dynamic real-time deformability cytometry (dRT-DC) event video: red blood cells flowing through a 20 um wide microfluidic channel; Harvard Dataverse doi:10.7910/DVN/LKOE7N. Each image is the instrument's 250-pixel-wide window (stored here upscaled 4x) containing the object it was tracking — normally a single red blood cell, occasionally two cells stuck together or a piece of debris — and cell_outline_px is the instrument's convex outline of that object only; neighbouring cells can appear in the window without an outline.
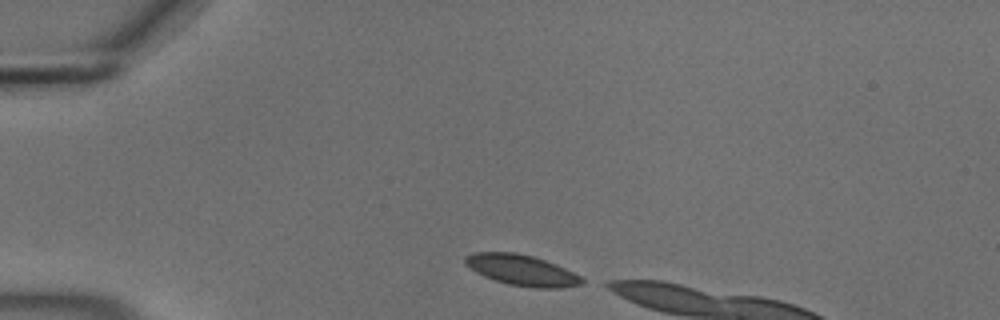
{"species": "common noctule bat (a hibernating species)", "species_latin": "Nyctalus noctula", "temperature_condition": "cold", "stored_images_in_passage": 8, "camera_frame_rate_fps": 3000, "um_per_image_px": 0.085, "animal": {"sex": "male", "body_mass_g": 18.8}, "frame": {"image": 1, "passage_image": 1, "time_ms": 0.0, "image_size_px": [1000, 320], "cell_outline_px": [[584, 284], [560, 288], [532, 288], [508, 284], [484, 276], [476, 272], [464, 264], [464, 256], [472, 252], [516, 252], [532, 256], [556, 264], [580, 276], [584, 280]], "centroid_in_image_um": [44.32, 22.96], "position_along_channel_um": 40.7, "area_um2": 20.98}}